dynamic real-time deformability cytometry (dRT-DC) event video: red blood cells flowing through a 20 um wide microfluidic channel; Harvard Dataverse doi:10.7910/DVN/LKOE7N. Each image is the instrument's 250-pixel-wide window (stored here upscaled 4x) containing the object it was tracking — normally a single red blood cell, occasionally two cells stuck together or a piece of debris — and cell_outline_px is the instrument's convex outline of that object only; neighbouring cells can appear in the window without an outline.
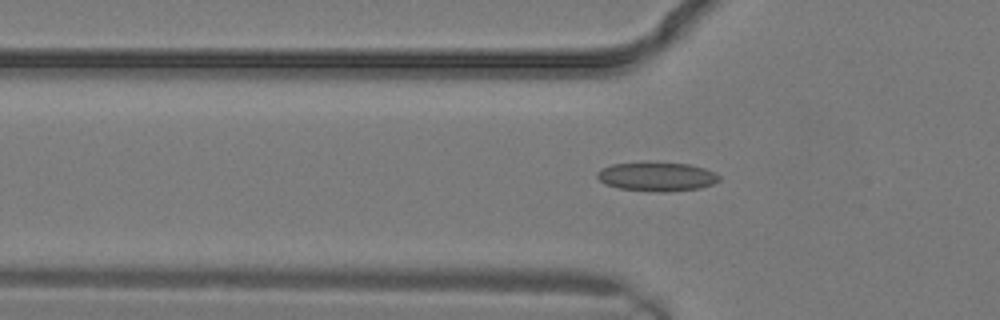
{"species": "common noctule bat (a hibernating species)", "species_latin": "Nyctalus noctula", "temperature_condition": "warm", "stored_images_in_passage": 5, "segment_of_instrument_passage": [2, 2], "camera_frame_rate_fps": 3000, "um_per_image_px": 0.085, "animal": {"sex": "male", "body_mass_g": 19.2, "forearm_length_mm": 51.8}, "frame": {"image": 1, "passage_image": 5, "time_ms": 1.333, "image_size_px": [1000, 320], "cell_outline_px": [[720, 180], [712, 184], [700, 188], [664, 192], [660, 192], [620, 188], [604, 184], [596, 176], [596, 172], [600, 168], [612, 164], [648, 160], [688, 164], [704, 168], [716, 172], [720, 176]], "centroid_in_image_um": [55.81, 14.97], "position_along_channel_um": 70.0, "area_um2": 21.21}}